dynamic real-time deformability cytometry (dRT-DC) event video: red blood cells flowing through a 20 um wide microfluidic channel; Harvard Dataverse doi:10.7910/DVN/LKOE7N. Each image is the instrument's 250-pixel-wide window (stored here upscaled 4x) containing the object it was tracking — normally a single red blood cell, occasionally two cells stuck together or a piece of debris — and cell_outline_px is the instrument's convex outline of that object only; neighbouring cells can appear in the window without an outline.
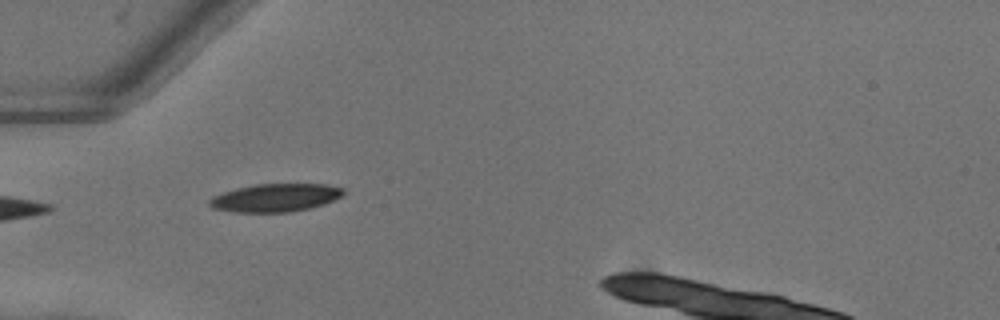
{"species": "common noctule bat (a hibernating species)", "species_latin": "Nyctalus noctula", "temperature_condition": "warm", "stored_images_in_passage": 32, "camera_frame_rate_fps": 3000, "um_per_image_px": 0.085, "animal": {"sex": "female"}, "frame": {"image": 1, "passage_image": 1, "time_ms": 0.0, "image_size_px": [1000, 320], "cell_outline_px": [[344, 196], [324, 204], [308, 208], [288, 212], [236, 212], [212, 208], [208, 204], [208, 200], [212, 196], [236, 188], [256, 184], [324, 184], [344, 188]], "centroid_in_image_um": [23.41, 16.8], "position_along_channel_um": 61.6, "area_um2": 21.91}}
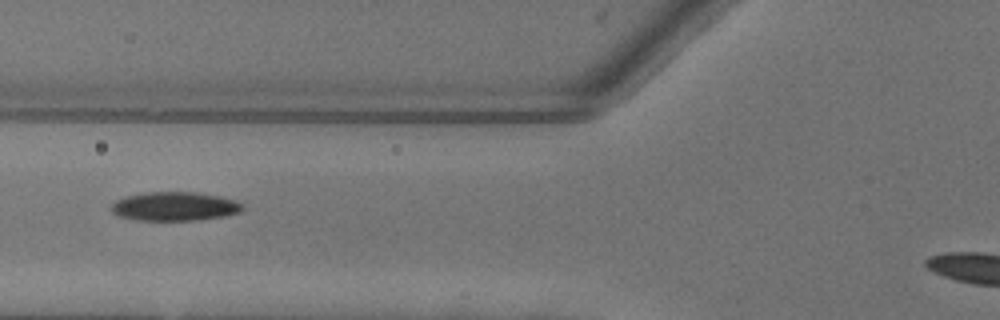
{"frame": {"image": 2, "passage_image": 5, "time_ms": 1.333, "image_size_px": [1000, 320], "cell_outline_px": [[244, 208], [240, 212], [224, 216], [200, 220], [136, 220], [120, 216], [112, 212], [112, 204], [116, 200], [128, 196], [144, 192], [196, 192], [220, 196], [236, 200], [244, 204]], "centroid_in_image_um": [14.9, 17.54], "position_along_channel_um": 110.9, "area_um2": 22.14}}